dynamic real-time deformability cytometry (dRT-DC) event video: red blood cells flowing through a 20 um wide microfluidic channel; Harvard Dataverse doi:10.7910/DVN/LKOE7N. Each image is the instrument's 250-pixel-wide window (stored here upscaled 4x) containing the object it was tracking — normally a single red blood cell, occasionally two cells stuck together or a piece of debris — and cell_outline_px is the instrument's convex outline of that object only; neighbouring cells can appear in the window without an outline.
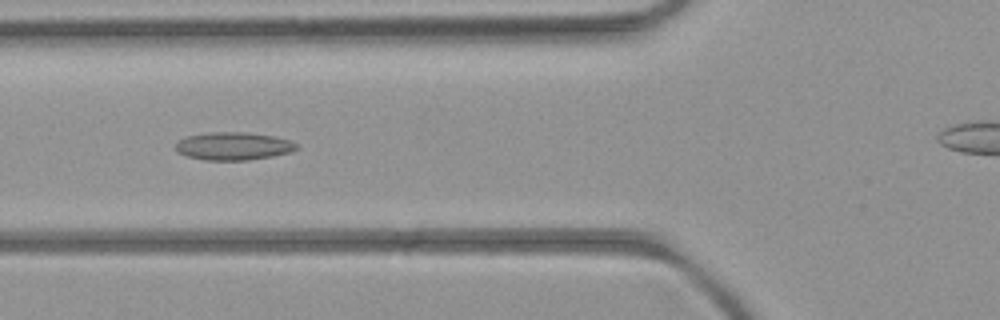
{"species": "common noctule bat (a hibernating species)", "species_latin": "Nyctalus noctula", "temperature_condition": "room temperature", "stored_images_in_passage": 45, "camera_frame_rate_fps": 3000, "um_per_image_px": 0.085, "animal": {"sex": "female", "body_mass_g": 21.9}, "frame": {"image": 1, "passage_image": 19, "time_ms": 6.0, "image_size_px": [1000, 320], "cell_outline_px": [[296, 148], [292, 152], [272, 156], [248, 160], [204, 160], [188, 156], [176, 152], [176, 140], [188, 136], [208, 132], [244, 132], [272, 136], [288, 140], [296, 144]], "centroid_in_image_um": [19.79, 12.42], "position_along_channel_um": 106.0, "area_um2": 19.54}}
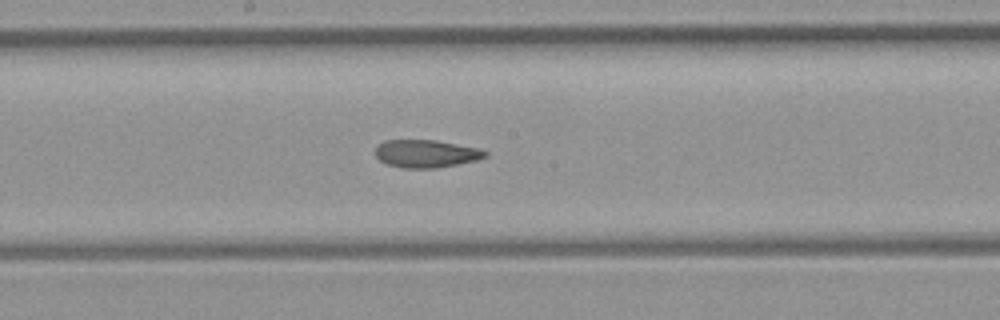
{"frame": {"image": 2, "passage_image": 27, "time_ms": 8.667, "image_size_px": [1000, 320], "cell_outline_px": [[488, 156], [476, 160], [436, 168], [400, 168], [388, 164], [380, 160], [376, 156], [376, 148], [384, 140], [436, 140], [480, 148], [488, 152]], "centroid_in_image_um": [36.24, 13.06], "position_along_channel_um": 212.0, "area_um2": 17.74}}
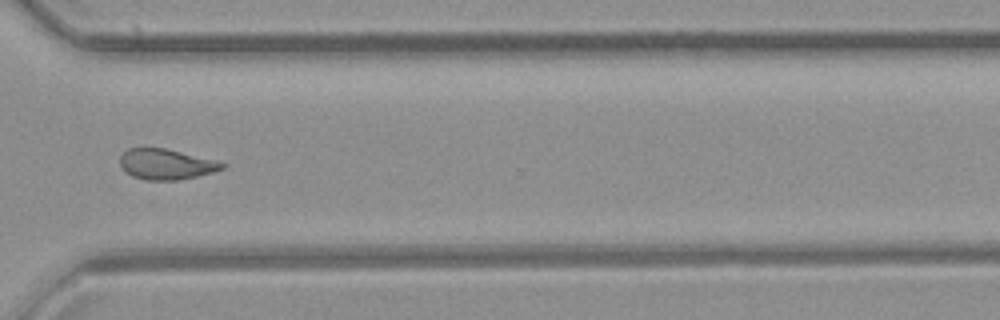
{"frame": {"image": 3, "passage_image": 38, "time_ms": 12.333, "image_size_px": [1000, 320], "cell_outline_px": [[228, 164], [224, 168], [212, 172], [196, 176], [176, 180], [144, 180], [132, 176], [120, 164], [120, 156], [128, 148], [164, 148], [216, 160]], "centroid_in_image_um": [14.13, 13.95], "position_along_channel_um": 356.5, "area_um2": 17.98}}